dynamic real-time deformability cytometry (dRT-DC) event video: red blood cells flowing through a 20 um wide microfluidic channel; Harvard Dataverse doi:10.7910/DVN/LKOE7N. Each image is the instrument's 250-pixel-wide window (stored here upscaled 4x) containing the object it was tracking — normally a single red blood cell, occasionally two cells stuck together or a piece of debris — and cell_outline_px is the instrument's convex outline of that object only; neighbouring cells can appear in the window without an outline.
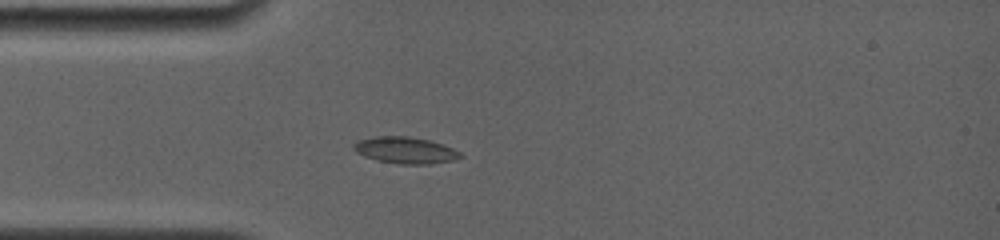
{"species": "common noctule bat (a hibernating species)", "species_latin": "Nyctalus noctula", "temperature_condition": "room temperature", "stored_images_in_passage": 31, "camera_frame_rate_fps": 4000, "um_per_image_px": 0.085, "animal": {"sex": "female", "body_mass_g": 19.0, "forearm_length_mm": 56.7}, "frame": {"image": 1, "passage_image": 1, "time_ms": 0.0, "image_size_px": [1000, 240], "cell_outline_px": [[464, 156], [452, 160], [432, 164], [400, 164], [376, 160], [364, 156], [356, 152], [352, 148], [352, 144], [356, 140], [376, 136], [408, 136], [428, 140], [452, 148], [460, 152]], "centroid_in_image_um": [34.4, 12.77], "position_along_channel_um": 50.6, "area_um2": 16.53}}
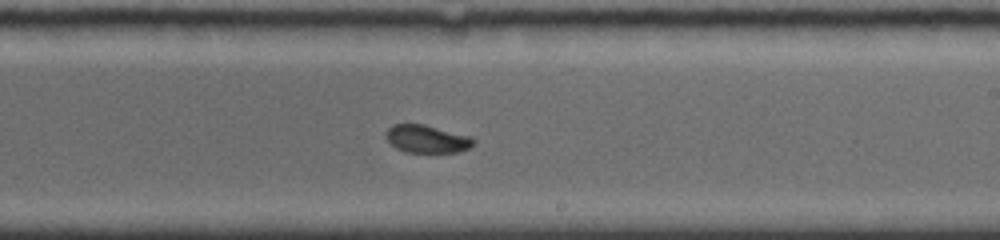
{"frame": {"image": 2, "passage_image": 13, "time_ms": 5.5, "image_size_px": [1000, 240], "cell_outline_px": [[476, 144], [460, 152], [404, 152], [396, 148], [384, 136], [384, 132], [392, 124], [424, 124], [472, 136], [476, 140]], "centroid_in_image_um": [36.31, 11.8], "position_along_channel_um": 252.7, "area_um2": 14.45}}
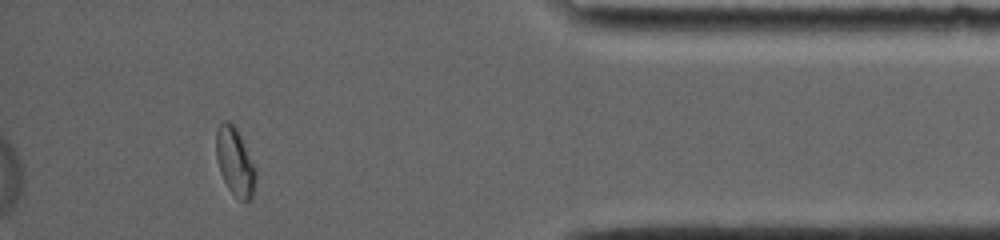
{"frame": {"image": 3, "passage_image": 27, "time_ms": 10.5, "image_size_px": [1000, 240], "cell_outline_px": [[256, 176], [252, 196], [244, 204], [228, 188], [220, 172], [216, 156], [216, 128], [224, 120], [228, 120], [236, 128], [256, 168]], "centroid_in_image_um": [19.96, 13.75], "position_along_channel_um": 415.2, "area_um2": 15.55}, "authors_computed_cell_mechanics": {"area_um2": 15.1436, "velocity_mm_per_s": 3.7851, "shape_relaxation_time_tau1_ms": 9.5137, "shape_relaxation_time_tau2_ms": null, "deformation_change_tau1": 0.216, "deformation_change_tau2": null}}